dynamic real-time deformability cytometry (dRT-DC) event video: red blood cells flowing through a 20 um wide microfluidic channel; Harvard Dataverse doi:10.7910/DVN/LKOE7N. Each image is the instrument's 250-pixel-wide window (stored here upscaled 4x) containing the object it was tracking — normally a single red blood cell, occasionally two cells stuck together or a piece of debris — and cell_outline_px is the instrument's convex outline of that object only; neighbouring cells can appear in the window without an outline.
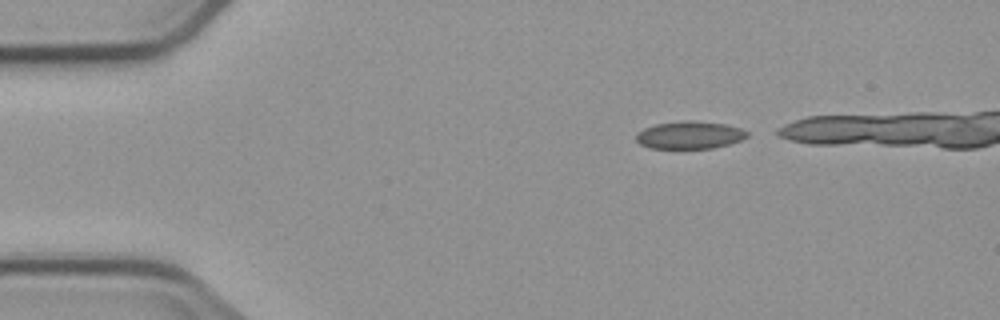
{"species": "common noctule bat (a hibernating species)", "species_latin": "Nyctalus noctula", "temperature_condition": "cold", "stored_images_in_passage": 5, "camera_frame_rate_fps": 3000, "um_per_image_px": 0.085, "animal": {"sex": "male", "body_mass_g": 23.1, "forearm_length_mm": 52.7}, "frame": {"image": 1, "passage_image": 1, "time_ms": 0.0, "image_size_px": [1000, 320], "cell_outline_px": [[748, 136], [740, 140], [728, 144], [712, 148], [648, 148], [640, 144], [636, 140], [636, 132], [644, 128], [656, 124], [684, 120], [688, 120], [724, 124], [740, 128], [748, 132]], "centroid_in_image_um": [58.58, 11.48], "position_along_channel_um": 26.4, "area_um2": 17.74}}